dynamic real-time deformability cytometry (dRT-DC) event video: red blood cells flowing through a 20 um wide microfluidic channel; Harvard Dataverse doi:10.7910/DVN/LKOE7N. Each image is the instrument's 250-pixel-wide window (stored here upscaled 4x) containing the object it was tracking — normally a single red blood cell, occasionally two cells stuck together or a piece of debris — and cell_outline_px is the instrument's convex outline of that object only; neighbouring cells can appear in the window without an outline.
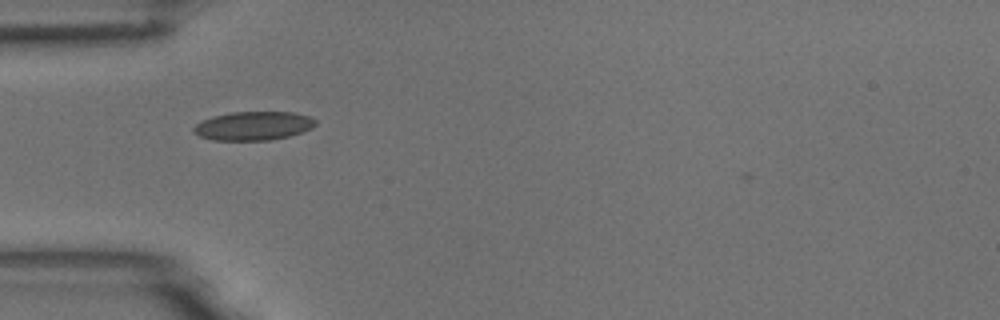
{"species": "common noctule bat (a hibernating species)", "species_latin": "Nyctalus noctula", "temperature_condition": "room temperature", "stored_images_in_passage": 2, "camera_frame_rate_fps": 3000, "um_per_image_px": 0.085, "animal": {"sex": "male", "body_mass_g": 18.8}, "frame": {"image": 1, "passage_image": 1, "time_ms": 0.0, "image_size_px": [1000, 320], "cell_outline_px": [[316, 124], [312, 128], [288, 136], [268, 140], [212, 140], [200, 136], [192, 132], [192, 128], [196, 124], [212, 116], [232, 112], [292, 112], [308, 116], [316, 120]], "centroid_in_image_um": [21.51, 10.69], "position_along_channel_um": 63.5, "area_um2": 20.29}}